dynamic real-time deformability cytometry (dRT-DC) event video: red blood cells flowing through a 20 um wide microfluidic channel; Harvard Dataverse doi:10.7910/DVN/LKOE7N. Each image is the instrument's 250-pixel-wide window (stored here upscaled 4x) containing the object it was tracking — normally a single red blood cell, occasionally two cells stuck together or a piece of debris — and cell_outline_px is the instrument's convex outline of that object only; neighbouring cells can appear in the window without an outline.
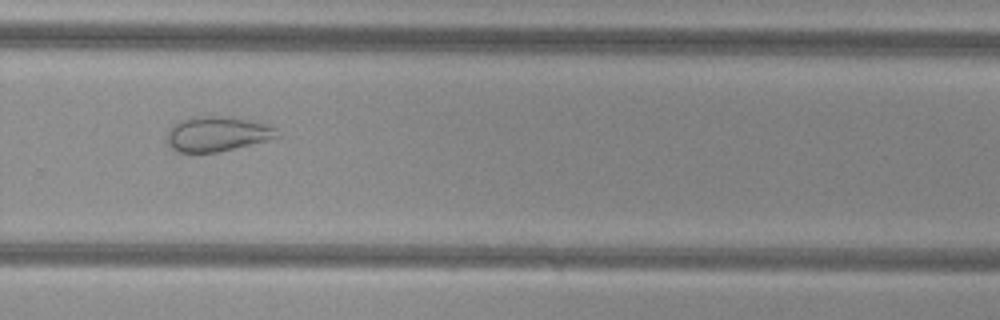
{"species": "common noctule bat (a hibernating species)", "species_latin": "Nyctalus noctula", "temperature_condition": "cold", "stored_images_in_passage": 35, "camera_frame_rate_fps": 3000, "um_per_image_px": 0.085, "animal": {"sex": "female", "body_mass_g": 29.2, "forearm_length_mm": 56.3}, "frame": {"image": 1, "passage_image": 25, "time_ms": 8.0, "image_size_px": [1000, 320], "cell_outline_px": [[280, 136], [268, 140], [216, 152], [176, 152], [168, 144], [168, 132], [172, 124], [180, 120], [204, 116], [224, 116], [256, 120], [268, 124]], "centroid_in_image_um": [18.46, 11.37], "position_along_channel_um": 311.3, "area_um2": 22.2}}
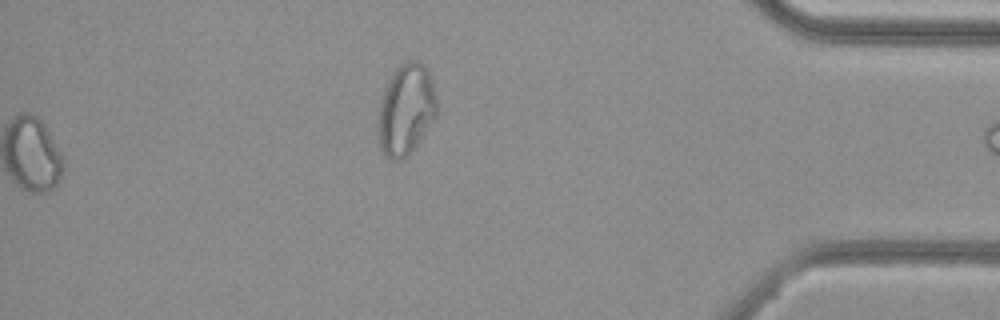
{"frame": {"image": 2, "passage_image": 35, "time_ms": 11.333, "image_size_px": [1000, 320], "cell_outline_px": [[436, 116], [420, 140], [408, 156], [404, 160], [392, 160], [384, 156], [380, 152], [376, 136], [376, 124], [380, 96], [392, 72], [400, 64], [408, 60], [416, 60], [424, 64], [428, 68], [432, 76], [436, 96]], "centroid_in_image_um": [34.46, 9.33], "position_along_channel_um": 400.7, "area_um2": 32.31}, "authors_computed_cell_mechanics": {"area_um2": 24.3338, "velocity_mm_per_s": 3.7612, "shape_relaxation_time_tau1_ms": null, "shape_relaxation_time_tau2_ms": 1.2714, "deformation_change_tau1": null, "deformation_change_tau2": 0.0691}}